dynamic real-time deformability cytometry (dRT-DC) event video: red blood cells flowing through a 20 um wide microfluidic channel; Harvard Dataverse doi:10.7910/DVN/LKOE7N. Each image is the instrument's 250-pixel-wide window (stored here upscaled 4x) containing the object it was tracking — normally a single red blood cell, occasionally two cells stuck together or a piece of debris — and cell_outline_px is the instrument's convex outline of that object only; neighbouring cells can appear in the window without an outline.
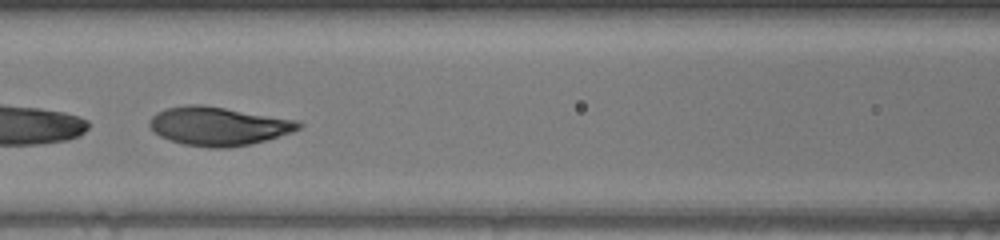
{"species": "human", "species_latin": "Homo sapiens", "temperature_condition": "warm", "stored_images_in_passage": 32, "camera_frame_rate_fps": 3000, "um_per_image_px": 0.085, "donor": {"sex": "female"}, "frame": {"image": 1, "passage_image": 10, "time_ms": 3.0, "image_size_px": [1000, 240], "cell_outline_px": [[304, 124], [300, 128], [292, 132], [252, 144], [228, 148], [208, 148], [184, 144], [160, 136], [152, 132], [148, 124], [148, 120], [156, 112], [168, 108], [188, 104], [200, 104], [300, 120]], "centroid_in_image_um": [18.56, 10.72], "position_along_channel_um": 148.0, "area_um2": 33.76}}
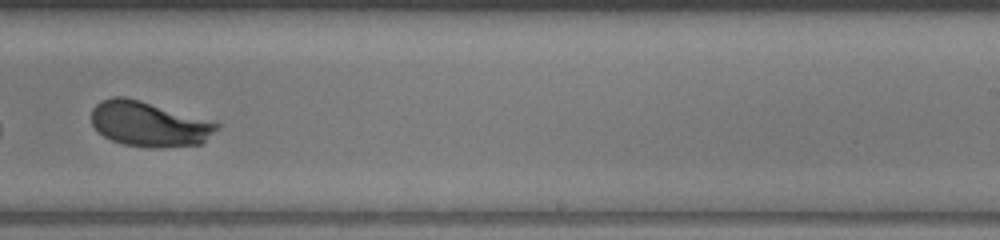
{"frame": {"image": 2, "passage_image": 19, "time_ms": 6.0, "image_size_px": [1000, 240], "cell_outline_px": [[220, 128], [200, 144], [160, 148], [148, 148], [124, 144], [112, 140], [104, 136], [92, 124], [92, 108], [100, 100], [112, 96], [124, 96], [140, 100], [216, 120], [220, 124]], "centroid_in_image_um": [12.73, 10.52], "position_along_channel_um": 276.3, "area_um2": 33.47}, "authors_computed_cell_mechanics": {"area_um2": 33.0905, "velocity_mm_per_s": 4.2938, "shape_relaxation_time_tau1_ms": 3.1438, "shape_relaxation_time_tau2_ms": 0.6606, "deformation_change_tau1": 0.2246, "deformation_change_tau2": 0.0428}}